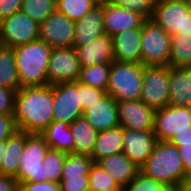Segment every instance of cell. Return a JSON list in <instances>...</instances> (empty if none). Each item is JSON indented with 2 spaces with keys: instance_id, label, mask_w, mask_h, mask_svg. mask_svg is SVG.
Segmentation results:
<instances>
[{
  "instance_id": "obj_1",
  "label": "cell",
  "mask_w": 191,
  "mask_h": 191,
  "mask_svg": "<svg viewBox=\"0 0 191 191\" xmlns=\"http://www.w3.org/2000/svg\"><path fill=\"white\" fill-rule=\"evenodd\" d=\"M53 85L16 91L14 121L19 131L41 134L53 122Z\"/></svg>"
},
{
  "instance_id": "obj_2",
  "label": "cell",
  "mask_w": 191,
  "mask_h": 191,
  "mask_svg": "<svg viewBox=\"0 0 191 191\" xmlns=\"http://www.w3.org/2000/svg\"><path fill=\"white\" fill-rule=\"evenodd\" d=\"M140 171L165 186L181 187L185 178L178 147L170 141H157L152 153L141 165Z\"/></svg>"
},
{
  "instance_id": "obj_3",
  "label": "cell",
  "mask_w": 191,
  "mask_h": 191,
  "mask_svg": "<svg viewBox=\"0 0 191 191\" xmlns=\"http://www.w3.org/2000/svg\"><path fill=\"white\" fill-rule=\"evenodd\" d=\"M20 88L48 85L47 68L52 47L38 39L13 48Z\"/></svg>"
},
{
  "instance_id": "obj_4",
  "label": "cell",
  "mask_w": 191,
  "mask_h": 191,
  "mask_svg": "<svg viewBox=\"0 0 191 191\" xmlns=\"http://www.w3.org/2000/svg\"><path fill=\"white\" fill-rule=\"evenodd\" d=\"M144 65L113 61L106 93L116 101L141 100Z\"/></svg>"
},
{
  "instance_id": "obj_5",
  "label": "cell",
  "mask_w": 191,
  "mask_h": 191,
  "mask_svg": "<svg viewBox=\"0 0 191 191\" xmlns=\"http://www.w3.org/2000/svg\"><path fill=\"white\" fill-rule=\"evenodd\" d=\"M140 45L142 65H169L171 36L151 19L142 23Z\"/></svg>"
},
{
  "instance_id": "obj_6",
  "label": "cell",
  "mask_w": 191,
  "mask_h": 191,
  "mask_svg": "<svg viewBox=\"0 0 191 191\" xmlns=\"http://www.w3.org/2000/svg\"><path fill=\"white\" fill-rule=\"evenodd\" d=\"M50 147L41 134L25 132V147L19 160L17 180L19 185L24 182H43V159Z\"/></svg>"
},
{
  "instance_id": "obj_7",
  "label": "cell",
  "mask_w": 191,
  "mask_h": 191,
  "mask_svg": "<svg viewBox=\"0 0 191 191\" xmlns=\"http://www.w3.org/2000/svg\"><path fill=\"white\" fill-rule=\"evenodd\" d=\"M150 19L170 36L174 34H191V9L185 0L156 2Z\"/></svg>"
},
{
  "instance_id": "obj_8",
  "label": "cell",
  "mask_w": 191,
  "mask_h": 191,
  "mask_svg": "<svg viewBox=\"0 0 191 191\" xmlns=\"http://www.w3.org/2000/svg\"><path fill=\"white\" fill-rule=\"evenodd\" d=\"M39 39V24L22 11L0 20V45L14 48Z\"/></svg>"
},
{
  "instance_id": "obj_9",
  "label": "cell",
  "mask_w": 191,
  "mask_h": 191,
  "mask_svg": "<svg viewBox=\"0 0 191 191\" xmlns=\"http://www.w3.org/2000/svg\"><path fill=\"white\" fill-rule=\"evenodd\" d=\"M169 66H144L141 101L154 110L169 103Z\"/></svg>"
},
{
  "instance_id": "obj_10",
  "label": "cell",
  "mask_w": 191,
  "mask_h": 191,
  "mask_svg": "<svg viewBox=\"0 0 191 191\" xmlns=\"http://www.w3.org/2000/svg\"><path fill=\"white\" fill-rule=\"evenodd\" d=\"M80 69L81 66L74 47H54L47 68L48 85L77 82Z\"/></svg>"
},
{
  "instance_id": "obj_11",
  "label": "cell",
  "mask_w": 191,
  "mask_h": 191,
  "mask_svg": "<svg viewBox=\"0 0 191 191\" xmlns=\"http://www.w3.org/2000/svg\"><path fill=\"white\" fill-rule=\"evenodd\" d=\"M53 121L71 124L83 117L78 82L53 85Z\"/></svg>"
},
{
  "instance_id": "obj_12",
  "label": "cell",
  "mask_w": 191,
  "mask_h": 191,
  "mask_svg": "<svg viewBox=\"0 0 191 191\" xmlns=\"http://www.w3.org/2000/svg\"><path fill=\"white\" fill-rule=\"evenodd\" d=\"M191 126V112L187 106L167 105L155 110L154 133L158 141H170Z\"/></svg>"
},
{
  "instance_id": "obj_13",
  "label": "cell",
  "mask_w": 191,
  "mask_h": 191,
  "mask_svg": "<svg viewBox=\"0 0 191 191\" xmlns=\"http://www.w3.org/2000/svg\"><path fill=\"white\" fill-rule=\"evenodd\" d=\"M75 22L59 11H54L39 24V39L48 46L73 47Z\"/></svg>"
},
{
  "instance_id": "obj_14",
  "label": "cell",
  "mask_w": 191,
  "mask_h": 191,
  "mask_svg": "<svg viewBox=\"0 0 191 191\" xmlns=\"http://www.w3.org/2000/svg\"><path fill=\"white\" fill-rule=\"evenodd\" d=\"M118 120L123 128L154 130L155 110L141 100L117 101Z\"/></svg>"
},
{
  "instance_id": "obj_15",
  "label": "cell",
  "mask_w": 191,
  "mask_h": 191,
  "mask_svg": "<svg viewBox=\"0 0 191 191\" xmlns=\"http://www.w3.org/2000/svg\"><path fill=\"white\" fill-rule=\"evenodd\" d=\"M157 141L154 130L123 128V153L138 167L150 156Z\"/></svg>"
},
{
  "instance_id": "obj_16",
  "label": "cell",
  "mask_w": 191,
  "mask_h": 191,
  "mask_svg": "<svg viewBox=\"0 0 191 191\" xmlns=\"http://www.w3.org/2000/svg\"><path fill=\"white\" fill-rule=\"evenodd\" d=\"M83 117L98 132L119 126L117 101L105 93L83 111Z\"/></svg>"
},
{
  "instance_id": "obj_17",
  "label": "cell",
  "mask_w": 191,
  "mask_h": 191,
  "mask_svg": "<svg viewBox=\"0 0 191 191\" xmlns=\"http://www.w3.org/2000/svg\"><path fill=\"white\" fill-rule=\"evenodd\" d=\"M105 34L113 36L122 31L141 28L144 18L128 9L119 7L113 2L103 5Z\"/></svg>"
},
{
  "instance_id": "obj_18",
  "label": "cell",
  "mask_w": 191,
  "mask_h": 191,
  "mask_svg": "<svg viewBox=\"0 0 191 191\" xmlns=\"http://www.w3.org/2000/svg\"><path fill=\"white\" fill-rule=\"evenodd\" d=\"M74 48L81 67L114 61L112 37L108 34H103L83 46Z\"/></svg>"
},
{
  "instance_id": "obj_19",
  "label": "cell",
  "mask_w": 191,
  "mask_h": 191,
  "mask_svg": "<svg viewBox=\"0 0 191 191\" xmlns=\"http://www.w3.org/2000/svg\"><path fill=\"white\" fill-rule=\"evenodd\" d=\"M111 37L115 61L141 63V28L125 30Z\"/></svg>"
},
{
  "instance_id": "obj_20",
  "label": "cell",
  "mask_w": 191,
  "mask_h": 191,
  "mask_svg": "<svg viewBox=\"0 0 191 191\" xmlns=\"http://www.w3.org/2000/svg\"><path fill=\"white\" fill-rule=\"evenodd\" d=\"M103 19V5H101L76 21L73 47L83 46L105 34Z\"/></svg>"
},
{
  "instance_id": "obj_21",
  "label": "cell",
  "mask_w": 191,
  "mask_h": 191,
  "mask_svg": "<svg viewBox=\"0 0 191 191\" xmlns=\"http://www.w3.org/2000/svg\"><path fill=\"white\" fill-rule=\"evenodd\" d=\"M96 163H98L104 171L109 173L122 189L126 187L140 171V167L132 162L123 152L101 158Z\"/></svg>"
},
{
  "instance_id": "obj_22",
  "label": "cell",
  "mask_w": 191,
  "mask_h": 191,
  "mask_svg": "<svg viewBox=\"0 0 191 191\" xmlns=\"http://www.w3.org/2000/svg\"><path fill=\"white\" fill-rule=\"evenodd\" d=\"M169 103L188 106L191 102V67L169 66Z\"/></svg>"
},
{
  "instance_id": "obj_23",
  "label": "cell",
  "mask_w": 191,
  "mask_h": 191,
  "mask_svg": "<svg viewBox=\"0 0 191 191\" xmlns=\"http://www.w3.org/2000/svg\"><path fill=\"white\" fill-rule=\"evenodd\" d=\"M69 126L74 139L73 154L91 156L99 132L84 117L77 118Z\"/></svg>"
},
{
  "instance_id": "obj_24",
  "label": "cell",
  "mask_w": 191,
  "mask_h": 191,
  "mask_svg": "<svg viewBox=\"0 0 191 191\" xmlns=\"http://www.w3.org/2000/svg\"><path fill=\"white\" fill-rule=\"evenodd\" d=\"M122 152L123 127L119 125L98 133L91 157L97 162L101 158Z\"/></svg>"
},
{
  "instance_id": "obj_25",
  "label": "cell",
  "mask_w": 191,
  "mask_h": 191,
  "mask_svg": "<svg viewBox=\"0 0 191 191\" xmlns=\"http://www.w3.org/2000/svg\"><path fill=\"white\" fill-rule=\"evenodd\" d=\"M41 135L51 149L73 153L74 139L69 124L53 121Z\"/></svg>"
},
{
  "instance_id": "obj_26",
  "label": "cell",
  "mask_w": 191,
  "mask_h": 191,
  "mask_svg": "<svg viewBox=\"0 0 191 191\" xmlns=\"http://www.w3.org/2000/svg\"><path fill=\"white\" fill-rule=\"evenodd\" d=\"M25 147V132L16 131L5 140V153L2 159L1 174L17 177L19 160Z\"/></svg>"
},
{
  "instance_id": "obj_27",
  "label": "cell",
  "mask_w": 191,
  "mask_h": 191,
  "mask_svg": "<svg viewBox=\"0 0 191 191\" xmlns=\"http://www.w3.org/2000/svg\"><path fill=\"white\" fill-rule=\"evenodd\" d=\"M0 86L18 91L20 81L13 48L0 45Z\"/></svg>"
},
{
  "instance_id": "obj_28",
  "label": "cell",
  "mask_w": 191,
  "mask_h": 191,
  "mask_svg": "<svg viewBox=\"0 0 191 191\" xmlns=\"http://www.w3.org/2000/svg\"><path fill=\"white\" fill-rule=\"evenodd\" d=\"M170 67H191V34L171 36Z\"/></svg>"
},
{
  "instance_id": "obj_29",
  "label": "cell",
  "mask_w": 191,
  "mask_h": 191,
  "mask_svg": "<svg viewBox=\"0 0 191 191\" xmlns=\"http://www.w3.org/2000/svg\"><path fill=\"white\" fill-rule=\"evenodd\" d=\"M110 68L111 63L81 67L77 82L106 92Z\"/></svg>"
},
{
  "instance_id": "obj_30",
  "label": "cell",
  "mask_w": 191,
  "mask_h": 191,
  "mask_svg": "<svg viewBox=\"0 0 191 191\" xmlns=\"http://www.w3.org/2000/svg\"><path fill=\"white\" fill-rule=\"evenodd\" d=\"M94 160L91 156L67 153L61 178H75L89 175Z\"/></svg>"
},
{
  "instance_id": "obj_31",
  "label": "cell",
  "mask_w": 191,
  "mask_h": 191,
  "mask_svg": "<svg viewBox=\"0 0 191 191\" xmlns=\"http://www.w3.org/2000/svg\"><path fill=\"white\" fill-rule=\"evenodd\" d=\"M21 11L40 24L56 11V0H23Z\"/></svg>"
},
{
  "instance_id": "obj_32",
  "label": "cell",
  "mask_w": 191,
  "mask_h": 191,
  "mask_svg": "<svg viewBox=\"0 0 191 191\" xmlns=\"http://www.w3.org/2000/svg\"><path fill=\"white\" fill-rule=\"evenodd\" d=\"M92 0H56V10L76 22L96 7Z\"/></svg>"
},
{
  "instance_id": "obj_33",
  "label": "cell",
  "mask_w": 191,
  "mask_h": 191,
  "mask_svg": "<svg viewBox=\"0 0 191 191\" xmlns=\"http://www.w3.org/2000/svg\"><path fill=\"white\" fill-rule=\"evenodd\" d=\"M89 191H122L115 179L94 162L89 173Z\"/></svg>"
},
{
  "instance_id": "obj_34",
  "label": "cell",
  "mask_w": 191,
  "mask_h": 191,
  "mask_svg": "<svg viewBox=\"0 0 191 191\" xmlns=\"http://www.w3.org/2000/svg\"><path fill=\"white\" fill-rule=\"evenodd\" d=\"M67 153L59 150L49 149L43 159L44 177L46 181L60 183L64 161Z\"/></svg>"
},
{
  "instance_id": "obj_35",
  "label": "cell",
  "mask_w": 191,
  "mask_h": 191,
  "mask_svg": "<svg viewBox=\"0 0 191 191\" xmlns=\"http://www.w3.org/2000/svg\"><path fill=\"white\" fill-rule=\"evenodd\" d=\"M122 191H180V187L165 186L139 171L136 177Z\"/></svg>"
},
{
  "instance_id": "obj_36",
  "label": "cell",
  "mask_w": 191,
  "mask_h": 191,
  "mask_svg": "<svg viewBox=\"0 0 191 191\" xmlns=\"http://www.w3.org/2000/svg\"><path fill=\"white\" fill-rule=\"evenodd\" d=\"M112 2L141 15L144 19L151 18L156 6L155 0H112Z\"/></svg>"
},
{
  "instance_id": "obj_37",
  "label": "cell",
  "mask_w": 191,
  "mask_h": 191,
  "mask_svg": "<svg viewBox=\"0 0 191 191\" xmlns=\"http://www.w3.org/2000/svg\"><path fill=\"white\" fill-rule=\"evenodd\" d=\"M78 91L80 92V105L83 111L93 103L98 102V100L106 93L103 90L93 88L79 82Z\"/></svg>"
},
{
  "instance_id": "obj_38",
  "label": "cell",
  "mask_w": 191,
  "mask_h": 191,
  "mask_svg": "<svg viewBox=\"0 0 191 191\" xmlns=\"http://www.w3.org/2000/svg\"><path fill=\"white\" fill-rule=\"evenodd\" d=\"M61 191H89V175L75 178H61Z\"/></svg>"
},
{
  "instance_id": "obj_39",
  "label": "cell",
  "mask_w": 191,
  "mask_h": 191,
  "mask_svg": "<svg viewBox=\"0 0 191 191\" xmlns=\"http://www.w3.org/2000/svg\"><path fill=\"white\" fill-rule=\"evenodd\" d=\"M16 91L0 86V114H13Z\"/></svg>"
},
{
  "instance_id": "obj_40",
  "label": "cell",
  "mask_w": 191,
  "mask_h": 191,
  "mask_svg": "<svg viewBox=\"0 0 191 191\" xmlns=\"http://www.w3.org/2000/svg\"><path fill=\"white\" fill-rule=\"evenodd\" d=\"M19 191H61L60 183L54 181L24 182Z\"/></svg>"
},
{
  "instance_id": "obj_41",
  "label": "cell",
  "mask_w": 191,
  "mask_h": 191,
  "mask_svg": "<svg viewBox=\"0 0 191 191\" xmlns=\"http://www.w3.org/2000/svg\"><path fill=\"white\" fill-rule=\"evenodd\" d=\"M16 131L13 114H0V141L11 137Z\"/></svg>"
},
{
  "instance_id": "obj_42",
  "label": "cell",
  "mask_w": 191,
  "mask_h": 191,
  "mask_svg": "<svg viewBox=\"0 0 191 191\" xmlns=\"http://www.w3.org/2000/svg\"><path fill=\"white\" fill-rule=\"evenodd\" d=\"M23 0H0V20L21 11Z\"/></svg>"
},
{
  "instance_id": "obj_43",
  "label": "cell",
  "mask_w": 191,
  "mask_h": 191,
  "mask_svg": "<svg viewBox=\"0 0 191 191\" xmlns=\"http://www.w3.org/2000/svg\"><path fill=\"white\" fill-rule=\"evenodd\" d=\"M20 185L13 175L0 174V191H19Z\"/></svg>"
},
{
  "instance_id": "obj_44",
  "label": "cell",
  "mask_w": 191,
  "mask_h": 191,
  "mask_svg": "<svg viewBox=\"0 0 191 191\" xmlns=\"http://www.w3.org/2000/svg\"><path fill=\"white\" fill-rule=\"evenodd\" d=\"M185 173L191 175V146H177Z\"/></svg>"
},
{
  "instance_id": "obj_45",
  "label": "cell",
  "mask_w": 191,
  "mask_h": 191,
  "mask_svg": "<svg viewBox=\"0 0 191 191\" xmlns=\"http://www.w3.org/2000/svg\"><path fill=\"white\" fill-rule=\"evenodd\" d=\"M170 142L175 146H191V126L182 133L174 136Z\"/></svg>"
},
{
  "instance_id": "obj_46",
  "label": "cell",
  "mask_w": 191,
  "mask_h": 191,
  "mask_svg": "<svg viewBox=\"0 0 191 191\" xmlns=\"http://www.w3.org/2000/svg\"><path fill=\"white\" fill-rule=\"evenodd\" d=\"M180 189L182 191H191V175H188L185 178V180H184L182 186L180 187Z\"/></svg>"
},
{
  "instance_id": "obj_47",
  "label": "cell",
  "mask_w": 191,
  "mask_h": 191,
  "mask_svg": "<svg viewBox=\"0 0 191 191\" xmlns=\"http://www.w3.org/2000/svg\"><path fill=\"white\" fill-rule=\"evenodd\" d=\"M5 151H6L5 140H3V141H0V174H1L2 159L4 157Z\"/></svg>"
},
{
  "instance_id": "obj_48",
  "label": "cell",
  "mask_w": 191,
  "mask_h": 191,
  "mask_svg": "<svg viewBox=\"0 0 191 191\" xmlns=\"http://www.w3.org/2000/svg\"><path fill=\"white\" fill-rule=\"evenodd\" d=\"M97 6L105 5L109 3V0H92Z\"/></svg>"
},
{
  "instance_id": "obj_49",
  "label": "cell",
  "mask_w": 191,
  "mask_h": 191,
  "mask_svg": "<svg viewBox=\"0 0 191 191\" xmlns=\"http://www.w3.org/2000/svg\"><path fill=\"white\" fill-rule=\"evenodd\" d=\"M185 2L187 3V5L189 6V8L191 9V0H185Z\"/></svg>"
},
{
  "instance_id": "obj_50",
  "label": "cell",
  "mask_w": 191,
  "mask_h": 191,
  "mask_svg": "<svg viewBox=\"0 0 191 191\" xmlns=\"http://www.w3.org/2000/svg\"><path fill=\"white\" fill-rule=\"evenodd\" d=\"M188 109H189V111L191 112V102L188 104Z\"/></svg>"
}]
</instances>
